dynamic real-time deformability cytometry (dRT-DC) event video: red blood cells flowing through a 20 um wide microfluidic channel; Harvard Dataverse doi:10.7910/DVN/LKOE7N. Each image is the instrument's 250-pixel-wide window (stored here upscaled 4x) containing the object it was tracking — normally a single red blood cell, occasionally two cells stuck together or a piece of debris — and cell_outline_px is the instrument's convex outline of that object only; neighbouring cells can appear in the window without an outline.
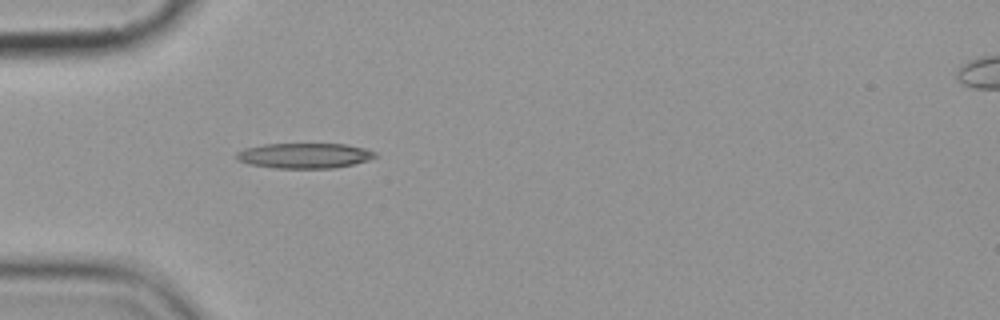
{"species": "common noctule bat (a hibernating species)", "species_latin": "Nyctalus noctula", "temperature_condition": "cold", "stored_images_in_passage": 1, "camera_frame_rate_fps": 3000, "um_per_image_px": 0.085, "animal": {"sex": "female", "body_mass_g": 19.9}, "frame": {"image": 1, "passage_image": 1, "time_ms": 0.0, "image_size_px": [1000, 320], "cell_outline_px": [[380, 156], [368, 160], [352, 164], [332, 168], [276, 168], [248, 164], [236, 160], [236, 152], [244, 148], [264, 144], [344, 144], [364, 148], [376, 152]], "centroid_in_image_um": [25.86, 13.23], "position_along_channel_um": 59.1, "area_um2": 20.46}}